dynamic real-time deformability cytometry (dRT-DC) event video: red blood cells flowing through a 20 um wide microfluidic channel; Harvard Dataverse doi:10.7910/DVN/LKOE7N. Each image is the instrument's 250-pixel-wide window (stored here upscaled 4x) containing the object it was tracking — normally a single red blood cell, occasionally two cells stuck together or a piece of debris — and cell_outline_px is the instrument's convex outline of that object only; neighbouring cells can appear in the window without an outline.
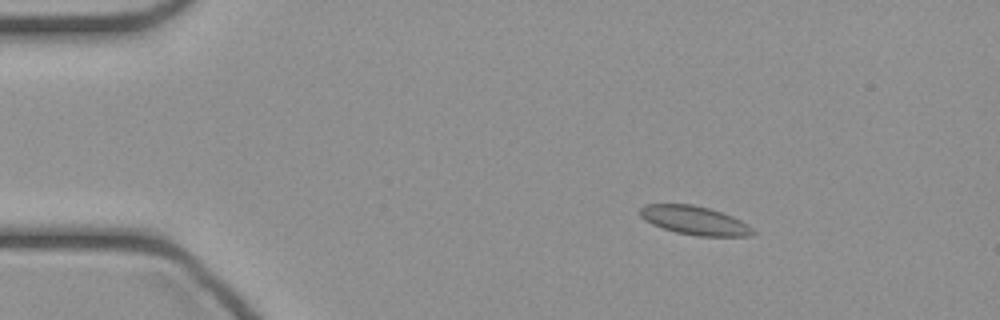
{"species": "common noctule bat (a hibernating species)", "species_latin": "Nyctalus noctula", "temperature_condition": "cold", "stored_images_in_passage": 46, "camera_frame_rate_fps": 3000, "um_per_image_px": 0.085, "animal": {"sex": "female", "body_mass_g": 21.9}, "frame": {"image": 1, "passage_image": 7, "time_ms": 2.0, "image_size_px": [1000, 320], "cell_outline_px": [[756, 232], [748, 236], [700, 236], [676, 232], [652, 224], [644, 220], [640, 216], [640, 208], [644, 204], [692, 204], [708, 208], [732, 216], [748, 224]], "centroid_in_image_um": [59.03, 18.73], "position_along_channel_um": 26.0, "area_um2": 18.73}}
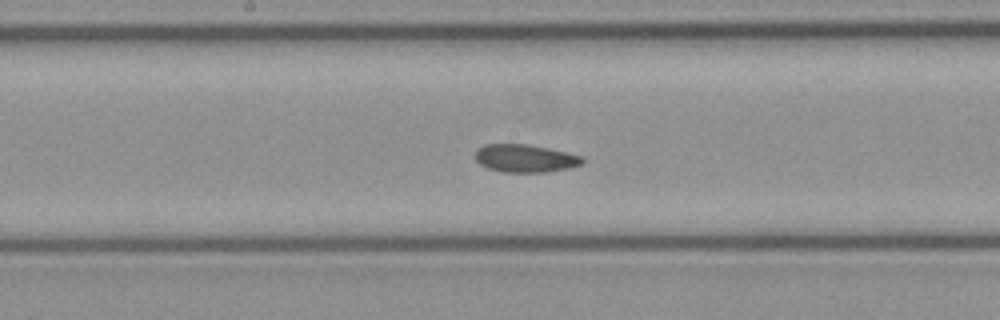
{"frame": {"image": 2, "passage_image": 24, "time_ms": 7.667, "image_size_px": [1000, 320], "cell_outline_px": [[584, 160], [580, 164], [568, 168], [548, 172], [504, 172], [488, 168], [480, 164], [476, 160], [476, 148], [484, 144], [528, 144], [568, 152], [584, 156]], "centroid_in_image_um": [44.64, 13.45], "position_along_channel_um": 203.6, "area_um2": 17.46}}
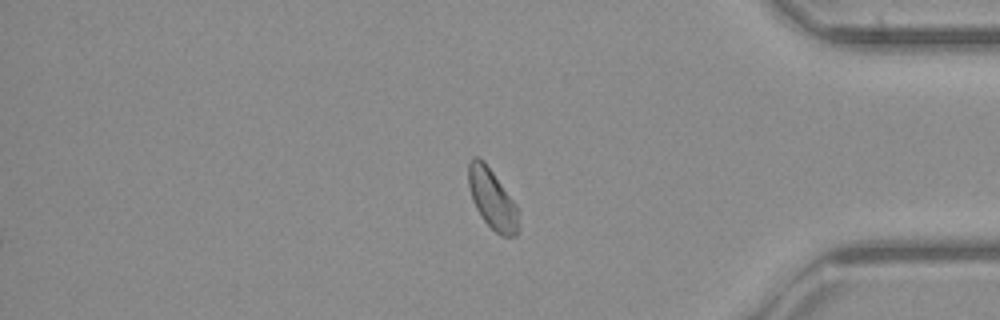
{"frame": {"image": 3, "passage_image": 39, "time_ms": 12.667, "image_size_px": [1000, 320], "cell_outline_px": [[516, 236], [500, 236], [480, 216], [472, 200], [468, 184], [468, 164], [472, 156], [480, 156], [484, 160], [516, 204]], "centroid_in_image_um": [41.77, 16.85], "position_along_channel_um": 393.4, "area_um2": 17.22}}